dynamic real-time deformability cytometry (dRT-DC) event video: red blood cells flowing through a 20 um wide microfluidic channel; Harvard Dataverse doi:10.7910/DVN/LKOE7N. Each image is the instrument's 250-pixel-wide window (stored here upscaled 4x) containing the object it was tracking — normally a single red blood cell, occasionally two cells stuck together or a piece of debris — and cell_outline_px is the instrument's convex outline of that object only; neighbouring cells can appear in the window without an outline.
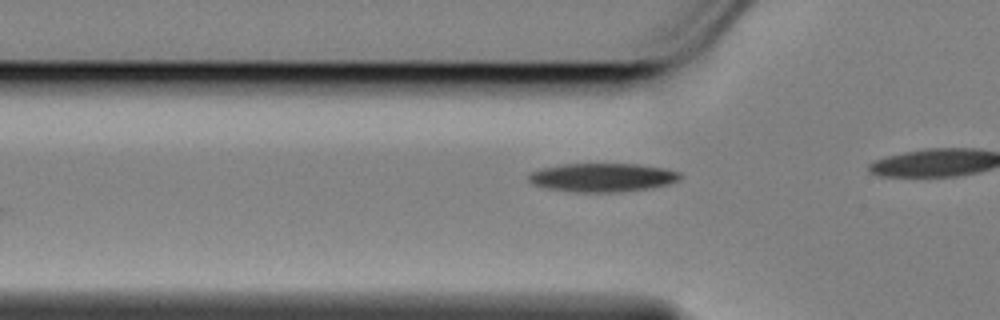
{"species": "Egyptian fruit bat (a non-hibernating species)", "species_latin": "Rousettus aegyptiacus", "temperature_condition": "cold", "stored_images_in_passage": 6, "camera_frame_rate_fps": 3000, "um_per_image_px": 0.085, "animal": {"sex": "female"}, "frame": {"image": 1, "passage_image": 3, "time_ms": 0.667, "image_size_px": [1000, 320], "cell_outline_px": [[680, 176], [676, 180], [668, 184], [648, 188], [620, 192], [576, 192], [548, 188], [532, 184], [528, 180], [528, 176], [532, 172], [540, 168], [564, 164], [636, 164], [664, 168], [680, 172]], "centroid_in_image_um": [51.17, 15.08], "position_along_channel_um": 74.6, "area_um2": 25.03}}